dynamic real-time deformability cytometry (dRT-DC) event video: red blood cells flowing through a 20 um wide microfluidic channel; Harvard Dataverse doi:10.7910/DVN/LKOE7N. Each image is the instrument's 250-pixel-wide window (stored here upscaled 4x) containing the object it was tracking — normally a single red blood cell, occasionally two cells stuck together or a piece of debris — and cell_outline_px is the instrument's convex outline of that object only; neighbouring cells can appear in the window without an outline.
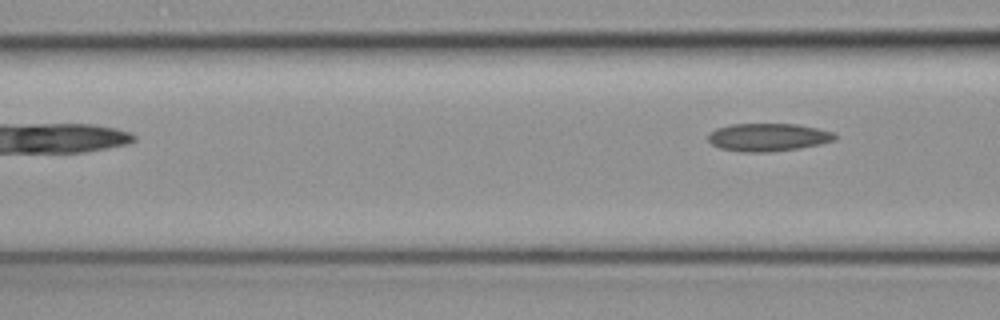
{"species": "common noctule bat (a hibernating species)", "species_latin": "Nyctalus noctula", "temperature_condition": "cold", "stored_images_in_passage": 3, "camera_frame_rate_fps": 3000, "um_per_image_px": 0.085, "animal": {"sex": "female", "body_mass_g": 19.3, "forearm_length_mm": 54.1}, "frame": {"image": 1, "passage_image": 3, "time_ms": 0.667, "image_size_px": [1000, 320], "cell_outline_px": [[836, 140], [820, 144], [796, 148], [768, 152], [740, 152], [720, 148], [712, 144], [708, 140], [708, 136], [716, 128], [732, 124], [796, 124], [816, 128], [832, 132], [836, 136]], "centroid_in_image_um": [65.27, 11.66], "position_along_channel_um": 101.3, "area_um2": 20.4}}